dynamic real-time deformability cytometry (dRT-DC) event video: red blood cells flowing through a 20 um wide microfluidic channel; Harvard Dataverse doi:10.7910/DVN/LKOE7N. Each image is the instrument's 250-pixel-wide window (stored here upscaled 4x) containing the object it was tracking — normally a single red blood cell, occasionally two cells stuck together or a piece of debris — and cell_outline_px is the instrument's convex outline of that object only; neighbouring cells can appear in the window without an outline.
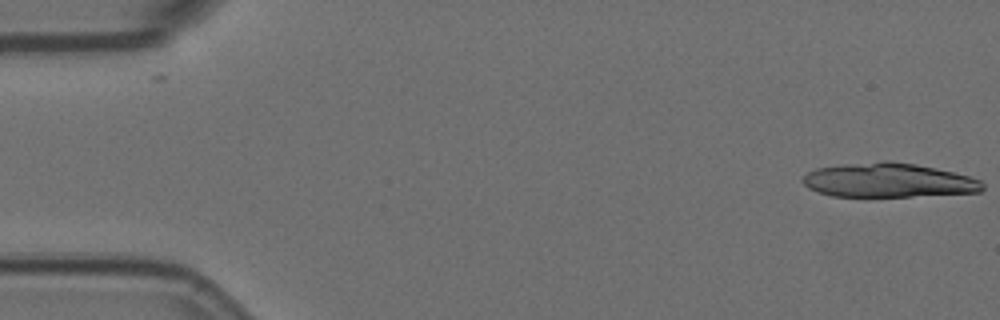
{"species": "Egyptian fruit bat (a non-hibernating species)", "species_latin": "Rousettus aegyptiacus", "temperature_condition": "room temperature", "stored_images_in_passage": 5, "camera_frame_rate_fps": 3000, "um_per_image_px": 0.085, "animal": {"sex": "female"}, "frame": {"image": 1, "passage_image": 1, "time_ms": 0.0, "image_size_px": [1000, 320], "cell_outline_px": [[984, 188], [980, 192], [912, 196], [832, 196], [816, 192], [808, 188], [800, 180], [808, 172], [816, 168], [848, 164], [884, 160], [888, 160], [916, 164], [936, 168], [968, 176], [980, 180], [984, 184]], "centroid_in_image_um": [75.49, 15.32], "position_along_channel_um": 9.5, "area_um2": 35.78}}